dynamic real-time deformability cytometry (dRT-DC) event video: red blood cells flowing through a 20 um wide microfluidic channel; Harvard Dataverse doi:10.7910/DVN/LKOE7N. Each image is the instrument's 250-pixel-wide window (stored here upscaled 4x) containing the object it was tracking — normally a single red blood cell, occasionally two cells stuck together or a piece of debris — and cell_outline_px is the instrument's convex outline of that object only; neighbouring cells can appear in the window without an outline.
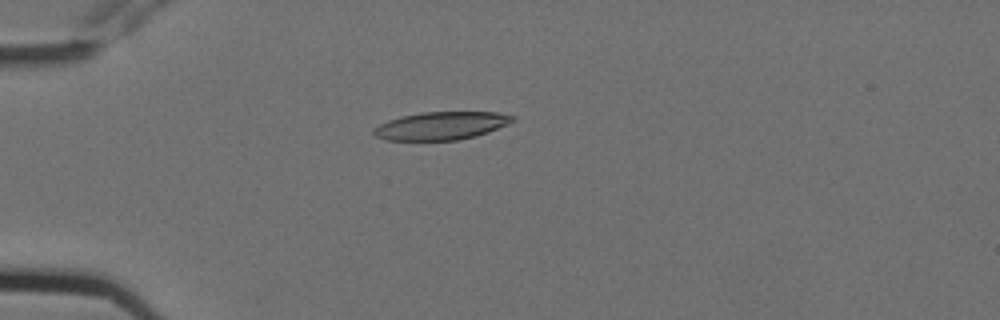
{"species": "Egyptian fruit bat (a non-hibernating species)", "species_latin": "Rousettus aegyptiacus", "temperature_condition": "cold", "stored_images_in_passage": 9, "camera_frame_rate_fps": 3000, "um_per_image_px": 0.085, "animal": {"sex": "female"}, "frame": {"image": 1, "passage_image": 3, "time_ms": 0.667, "image_size_px": [1000, 320], "cell_outline_px": [[516, 120], [488, 132], [476, 136], [456, 140], [384, 140], [376, 136], [372, 132], [372, 128], [388, 120], [400, 116], [420, 112], [496, 112], [516, 116]], "centroid_in_image_um": [37.48, 10.68], "position_along_channel_um": 47.5, "area_um2": 22.72}}
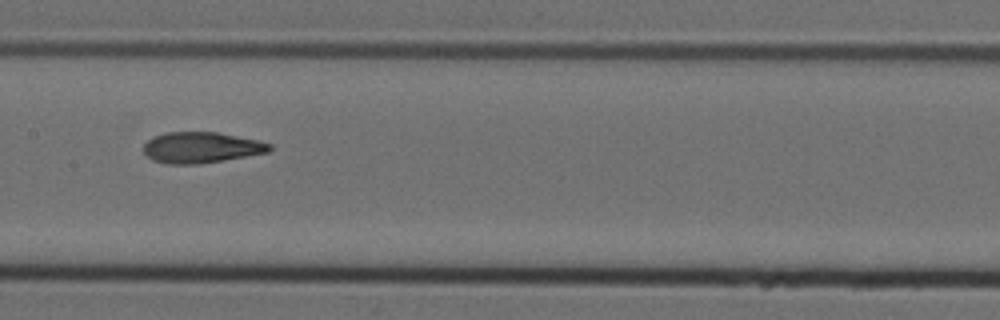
{"frame": {"image": 2, "passage_image": 7, "time_ms": 2.0, "image_size_px": [1000, 320], "cell_outline_px": [[272, 148], [268, 152], [200, 164], [168, 164], [152, 160], [144, 152], [144, 144], [152, 136], [168, 132], [216, 132], [256, 140], [272, 144]], "centroid_in_image_um": [17.07, 12.54], "position_along_channel_um": 190.3, "area_um2": 22.54}}
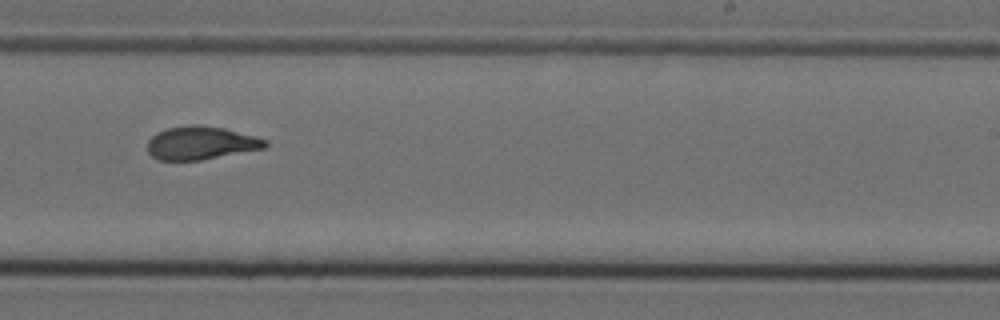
{"frame": {"image": 3, "passage_image": 9, "time_ms": 2.667, "image_size_px": [1000, 320], "cell_outline_px": [[268, 144], [264, 148], [200, 160], [160, 160], [152, 156], [148, 152], [148, 140], [156, 132], [168, 128], [192, 124], [196, 124], [224, 128], [256, 136], [268, 140]], "centroid_in_image_um": [17.08, 12.14], "position_along_channel_um": 271.9, "area_um2": 22.72}}